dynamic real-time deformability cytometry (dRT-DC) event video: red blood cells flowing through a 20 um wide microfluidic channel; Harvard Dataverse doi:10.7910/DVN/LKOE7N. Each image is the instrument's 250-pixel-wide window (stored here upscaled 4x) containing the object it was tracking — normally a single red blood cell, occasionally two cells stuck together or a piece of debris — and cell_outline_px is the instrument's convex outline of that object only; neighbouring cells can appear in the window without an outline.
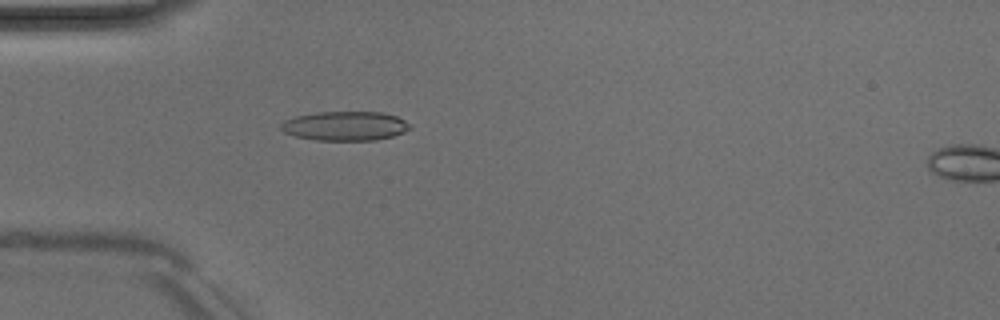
{"species": "Egyptian fruit bat (a non-hibernating species)", "species_latin": "Rousettus aegyptiacus", "temperature_condition": "room temperature", "stored_images_in_passage": 50, "camera_frame_rate_fps": 3000, "um_per_image_px": 0.085, "animal": {"sex": "male"}, "frame": {"image": 1, "passage_image": 15, "time_ms": 4.667, "image_size_px": [1000, 320], "cell_outline_px": [[412, 128], [404, 132], [392, 136], [376, 140], [316, 140], [296, 136], [284, 132], [280, 128], [280, 124], [284, 120], [296, 116], [316, 112], [380, 112], [396, 116], [412, 124]], "centroid_in_image_um": [29.34, 10.7], "position_along_channel_um": 55.7, "area_um2": 22.02}}
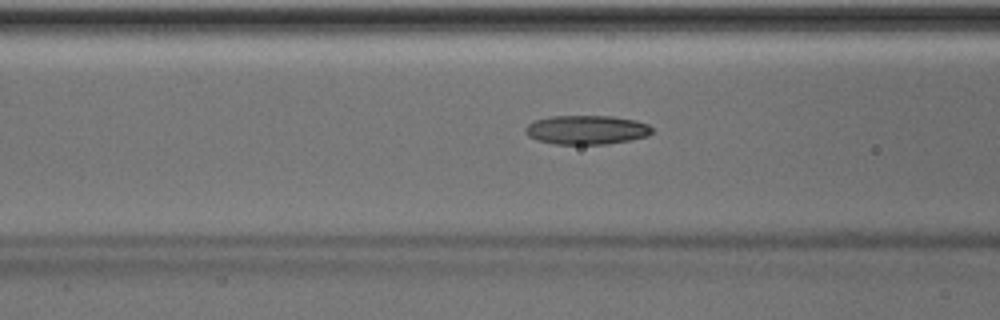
{"frame": {"image": 2, "passage_image": 20, "time_ms": 6.333, "image_size_px": [1000, 320], "cell_outline_px": [[652, 132], [648, 136], [608, 144], [556, 144], [536, 140], [528, 136], [524, 132], [524, 128], [528, 124], [536, 120], [552, 116], [612, 116], [636, 120], [648, 124], [652, 128]], "centroid_in_image_um": [49.85, 11.04], "position_along_channel_um": 116.8, "area_um2": 21.5}}
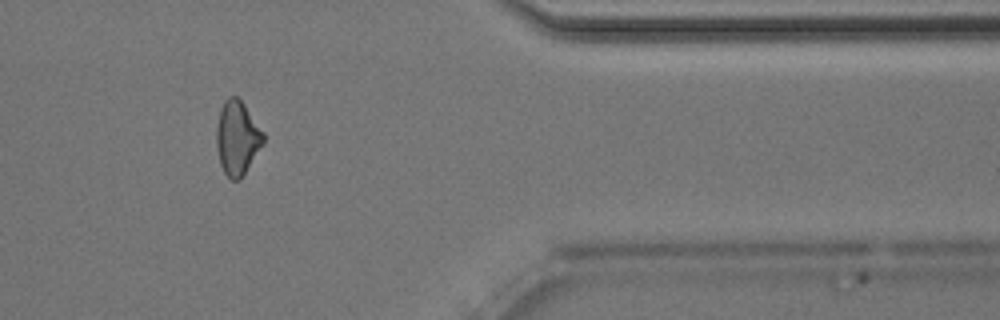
{"frame": {"image": 3, "passage_image": 42, "time_ms": 13.667, "image_size_px": [1000, 320], "cell_outline_px": [[264, 144], [240, 180], [232, 180], [224, 172], [220, 164], [216, 148], [216, 128], [220, 108], [224, 100], [228, 96], [236, 96], [244, 104], [264, 132]], "centroid_in_image_um": [20.16, 11.72], "position_along_channel_um": 391.2, "area_um2": 20.4}, "authors_computed_cell_mechanics": {"area_um2": 21.0103, "velocity_mm_per_s": 4.0323, "shape_relaxation_time_tau1_ms": 11.2671, "shape_relaxation_time_tau2_ms": 3.0566, "deformation_change_tau1": 0.2296, "deformation_change_tau2": 0.1118}}